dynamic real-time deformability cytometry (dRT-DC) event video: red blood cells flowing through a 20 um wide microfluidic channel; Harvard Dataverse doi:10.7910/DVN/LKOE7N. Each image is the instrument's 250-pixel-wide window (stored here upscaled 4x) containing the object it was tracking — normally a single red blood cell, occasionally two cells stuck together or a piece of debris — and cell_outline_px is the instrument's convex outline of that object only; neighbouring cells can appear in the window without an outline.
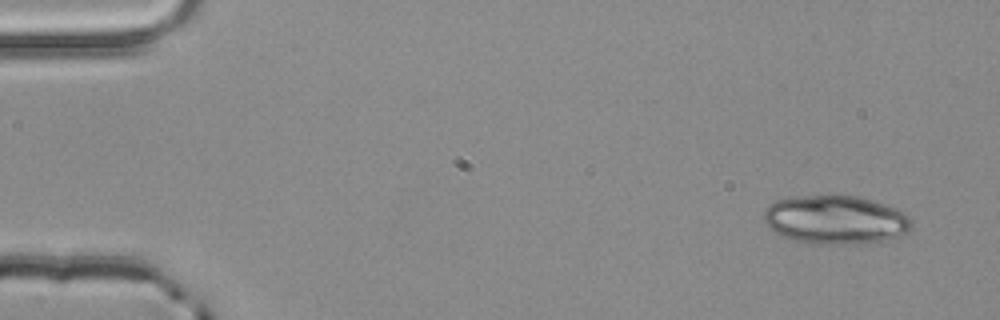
{"species": "common noctule bat (a hibernating species)", "species_latin": "Nyctalus noctula", "temperature_condition": "room temperature", "stored_images_in_passage": 3, "camera_frame_rate_fps": 3000, "um_per_image_px": 0.085, "animal": {"sex": "male", "body_mass_g": 20.4}, "frame": {"image": 1, "passage_image": 1, "time_ms": 0.0, "image_size_px": [1000, 320], "cell_outline_px": [[912, 228], [908, 232], [896, 236], [880, 240], [860, 244], [816, 244], [796, 240], [784, 236], [776, 232], [764, 220], [764, 208], [768, 204], [776, 200], [796, 196], [856, 196], [872, 200], [896, 208], [904, 212], [912, 220]], "centroid_in_image_um": [71.03, 18.67], "position_along_channel_um": 14.0, "area_um2": 41.62}}